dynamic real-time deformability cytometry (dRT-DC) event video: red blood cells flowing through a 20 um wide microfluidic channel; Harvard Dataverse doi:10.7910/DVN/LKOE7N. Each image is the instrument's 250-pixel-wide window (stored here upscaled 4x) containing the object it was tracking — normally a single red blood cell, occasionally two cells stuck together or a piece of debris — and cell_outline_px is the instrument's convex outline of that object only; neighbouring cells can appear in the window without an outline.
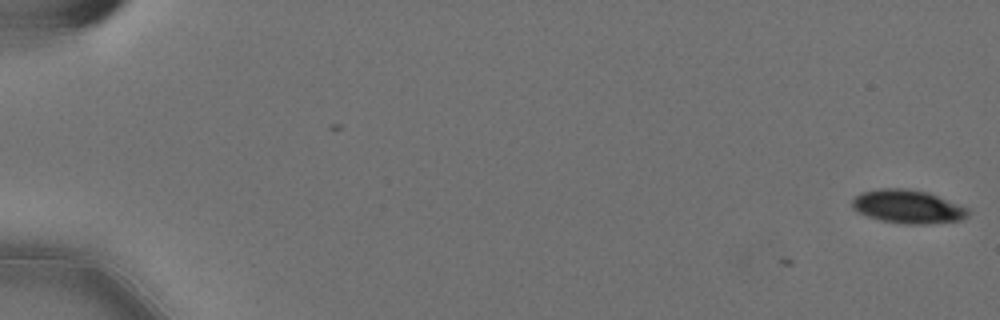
{"species": "Egyptian fruit bat (a non-hibernating species)", "species_latin": "Rousettus aegyptiacus", "temperature_condition": "cold", "stored_images_in_passage": 2, "camera_frame_rate_fps": 3000, "um_per_image_px": 0.085, "animal": {"sex": "female"}, "frame": {"image": 1, "passage_image": 2, "time_ms": 0.333, "image_size_px": [1000, 320], "cell_outline_px": [[968, 216], [960, 220], [920, 224], [908, 224], [880, 220], [868, 216], [852, 208], [852, 200], [860, 192], [880, 188], [908, 188], [928, 192], [968, 208]], "centroid_in_image_um": [77.14, 17.54], "position_along_channel_um": 7.9, "area_um2": 22.43}}